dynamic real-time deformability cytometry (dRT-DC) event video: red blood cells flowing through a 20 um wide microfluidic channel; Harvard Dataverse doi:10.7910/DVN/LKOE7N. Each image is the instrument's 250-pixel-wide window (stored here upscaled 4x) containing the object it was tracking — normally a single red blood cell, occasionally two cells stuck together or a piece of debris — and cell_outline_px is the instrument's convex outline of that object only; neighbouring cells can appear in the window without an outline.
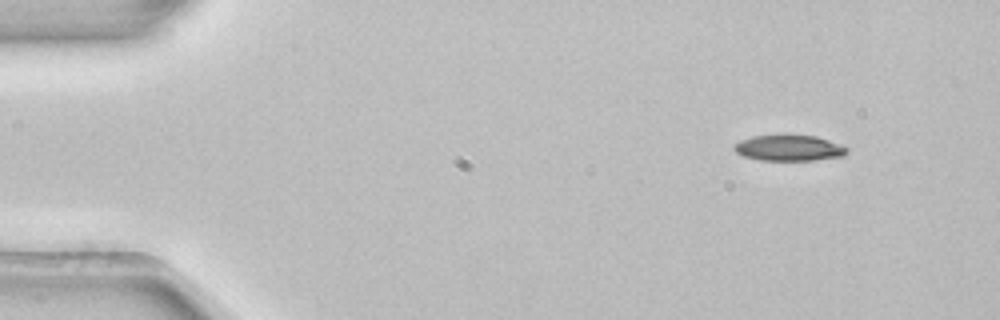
{"species": "common noctule bat (a hibernating species)", "species_latin": "Nyctalus noctula", "temperature_condition": "room temperature", "stored_images_in_passage": 3, "camera_frame_rate_fps": 3000, "um_per_image_px": 0.085, "animal": {"sex": "female", "body_mass_g": 22.7, "forearm_length_mm": 54.2}, "frame": {"image": 1, "passage_image": 1, "time_ms": 0.0, "image_size_px": [1000, 320], "cell_outline_px": [[848, 152], [844, 156], [812, 160], [760, 160], [744, 156], [736, 152], [732, 148], [740, 140], [752, 136], [816, 136], [840, 144], [848, 148]], "centroid_in_image_um": [67.08, 12.59], "position_along_channel_um": 17.9, "area_um2": 16.7}}
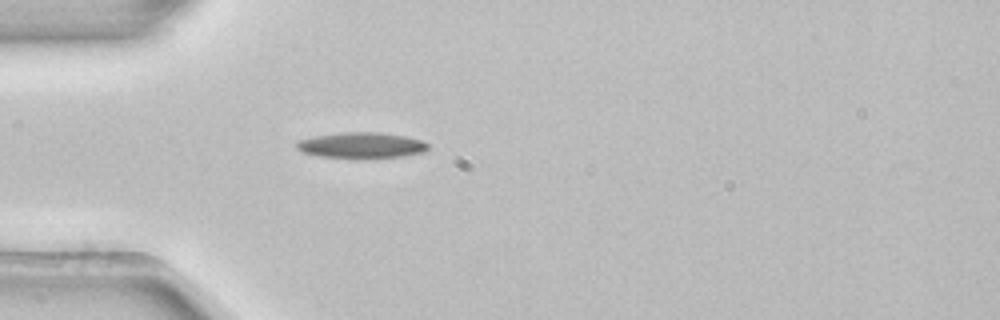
{"frame": {"image": 2, "passage_image": 3, "time_ms": 0.667, "image_size_px": [1000, 320], "cell_outline_px": [[428, 148], [424, 152], [404, 156], [320, 156], [304, 152], [296, 148], [296, 144], [300, 140], [312, 136], [340, 132], [380, 132], [404, 136], [420, 140], [428, 144]], "centroid_in_image_um": [30.72, 12.31], "position_along_channel_um": 54.3, "area_um2": 19.02}}